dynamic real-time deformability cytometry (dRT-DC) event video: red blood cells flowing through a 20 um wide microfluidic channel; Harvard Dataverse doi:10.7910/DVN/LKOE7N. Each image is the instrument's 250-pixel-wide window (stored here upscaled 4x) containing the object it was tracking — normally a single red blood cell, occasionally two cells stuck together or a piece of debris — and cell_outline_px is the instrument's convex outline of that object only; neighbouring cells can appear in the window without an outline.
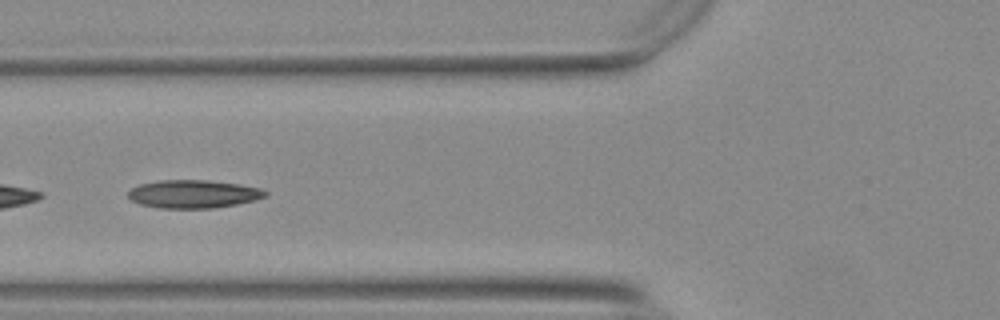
{"species": "Egyptian fruit bat (a non-hibernating species)", "species_latin": "Rousettus aegyptiacus", "temperature_condition": "warm", "stored_images_in_passage": 19, "camera_frame_rate_fps": 3000, "um_per_image_px": 0.085, "animal": {"sex": "female"}, "frame": {"image": 1, "passage_image": 11, "time_ms": 3.333, "image_size_px": [1000, 320], "cell_outline_px": [[268, 196], [256, 200], [236, 204], [212, 208], [156, 208], [140, 204], [132, 200], [128, 196], [128, 192], [132, 188], [140, 184], [160, 180], [204, 180], [240, 184], [260, 188], [268, 192]], "centroid_in_image_um": [16.46, 16.49], "position_along_channel_um": 109.3, "area_um2": 22.48}}
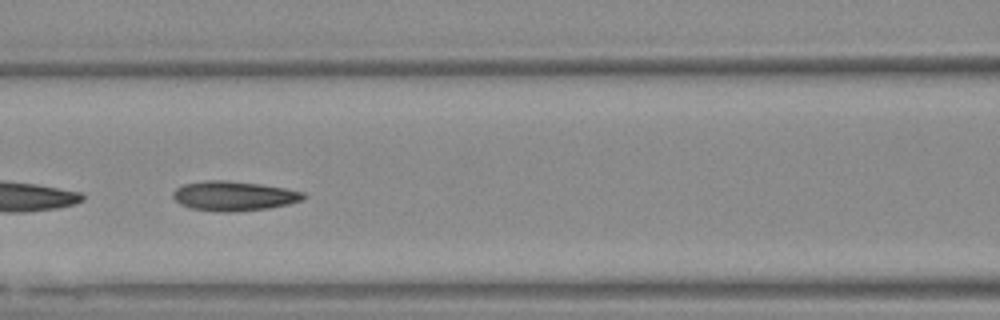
{"frame": {"image": 2, "passage_image": 14, "time_ms": 4.333, "image_size_px": [1000, 320], "cell_outline_px": [[308, 196], [304, 200], [288, 204], [268, 208], [236, 212], [220, 212], [188, 208], [180, 204], [172, 196], [172, 192], [176, 188], [184, 184], [208, 180], [224, 180], [260, 184], [284, 188], [304, 192]], "centroid_in_image_um": [19.88, 16.66], "position_along_channel_um": 146.7, "area_um2": 22.66}}